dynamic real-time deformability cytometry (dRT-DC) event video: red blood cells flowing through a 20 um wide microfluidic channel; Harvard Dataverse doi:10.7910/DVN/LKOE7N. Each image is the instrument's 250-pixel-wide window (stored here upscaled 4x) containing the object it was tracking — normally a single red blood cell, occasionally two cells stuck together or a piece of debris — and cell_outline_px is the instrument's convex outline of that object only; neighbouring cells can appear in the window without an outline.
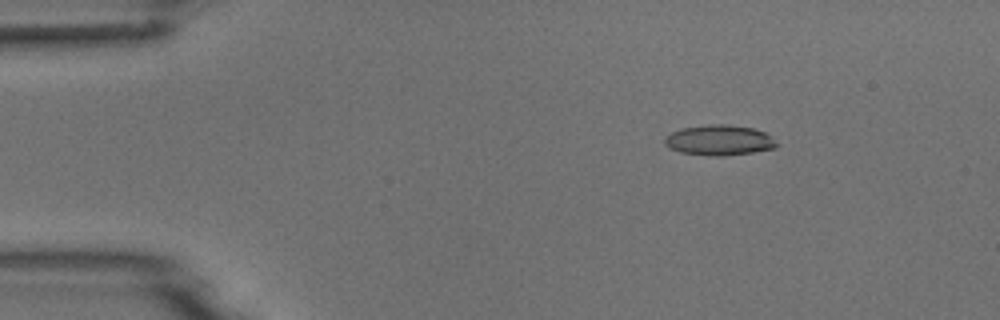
{"species": "common noctule bat (a hibernating species)", "species_latin": "Nyctalus noctula", "temperature_condition": "room temperature", "stored_images_in_passage": 6, "camera_frame_rate_fps": 3000, "um_per_image_px": 0.085, "animal": {"sex": "male", "body_mass_g": 18.8}, "frame": {"image": 1, "passage_image": 3, "time_ms": 2.333, "image_size_px": [1000, 320], "cell_outline_px": [[776, 148], [752, 152], [724, 156], [712, 156], [680, 152], [664, 144], [664, 136], [680, 128], [708, 124], [728, 124], [752, 128], [764, 132], [772, 136], [776, 144]], "centroid_in_image_um": [61.11, 11.91], "position_along_channel_um": 23.9, "area_um2": 19.83}}